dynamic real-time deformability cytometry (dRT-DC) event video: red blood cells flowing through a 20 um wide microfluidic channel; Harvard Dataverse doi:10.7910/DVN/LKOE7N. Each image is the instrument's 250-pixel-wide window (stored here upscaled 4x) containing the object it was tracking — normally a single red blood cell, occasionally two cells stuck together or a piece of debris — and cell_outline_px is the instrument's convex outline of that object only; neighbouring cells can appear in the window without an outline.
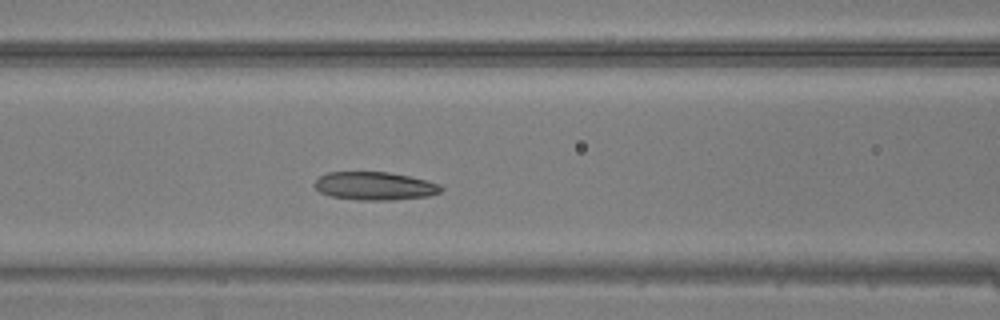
{"species": "common noctule bat (a hibernating species)", "species_latin": "Nyctalus noctula", "temperature_condition": "warm", "stored_images_in_passage": 35, "camera_frame_rate_fps": 3000, "um_per_image_px": 0.085, "animal": {"sex": "male", "body_mass_g": 20.5, "forearm_length_mm": 52.5}, "frame": {"image": 1, "passage_image": 10, "time_ms": 3.0, "image_size_px": [1000, 320], "cell_outline_px": [[444, 188], [440, 192], [428, 196], [392, 200], [360, 200], [328, 196], [320, 192], [312, 184], [320, 176], [328, 172], [388, 172], [408, 176], [440, 184]], "centroid_in_image_um": [31.82, 15.81], "position_along_channel_um": 134.8, "area_um2": 20.75}}
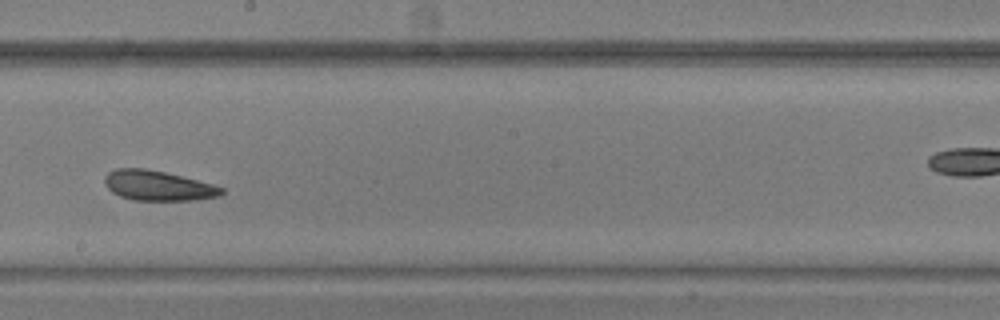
{"frame": {"image": 2, "passage_image": 17, "time_ms": 5.333, "image_size_px": [1000, 320], "cell_outline_px": [[224, 192], [220, 196], [196, 200], [132, 200], [120, 196], [112, 192], [104, 184], [104, 176], [108, 172], [116, 168], [144, 168], [164, 172], [212, 184], [224, 188]], "centroid_in_image_um": [13.4, 15.78], "position_along_channel_um": 234.8, "area_um2": 20.4}}
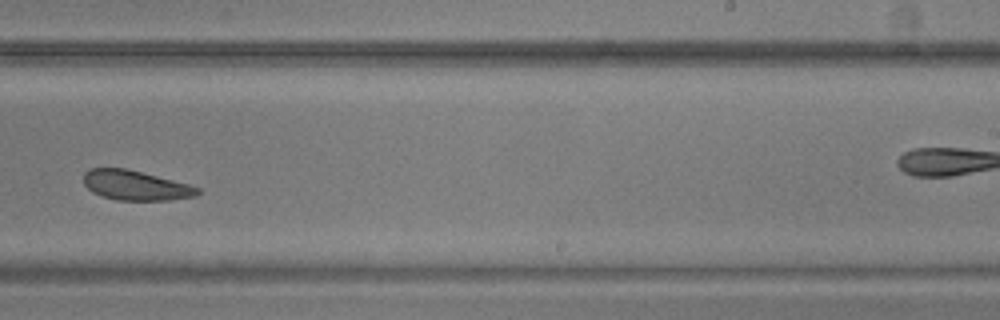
{"frame": {"image": 3, "passage_image": 20, "time_ms": 6.333, "image_size_px": [1000, 320], "cell_outline_px": [[200, 192], [196, 196], [168, 200], [116, 200], [100, 196], [92, 192], [84, 184], [84, 172], [92, 168], [124, 168], [188, 184], [200, 188]], "centroid_in_image_um": [11.5, 15.77], "position_along_channel_um": 277.5, "area_um2": 19.59}}